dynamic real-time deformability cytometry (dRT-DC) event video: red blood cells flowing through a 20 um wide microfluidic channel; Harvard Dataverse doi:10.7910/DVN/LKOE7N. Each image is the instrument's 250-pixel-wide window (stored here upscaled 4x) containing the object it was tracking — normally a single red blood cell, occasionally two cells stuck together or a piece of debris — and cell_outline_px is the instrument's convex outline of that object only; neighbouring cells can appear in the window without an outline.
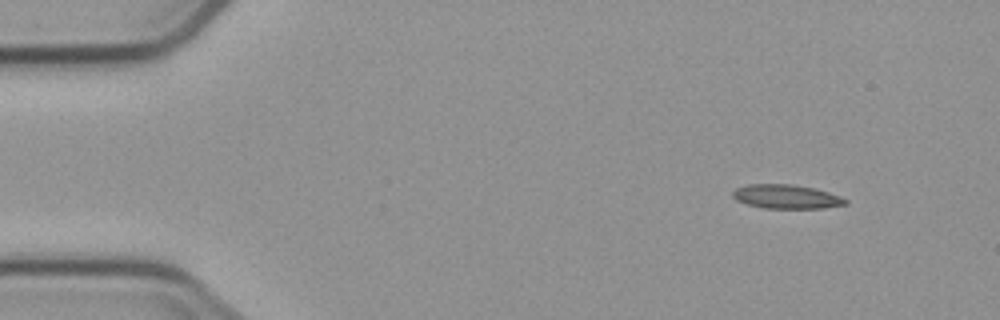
{"species": "common noctule bat (a hibernating species)", "species_latin": "Nyctalus noctula", "temperature_condition": "cold", "stored_images_in_passage": 4, "camera_frame_rate_fps": 3000, "um_per_image_px": 0.085, "animal": {"sex": "male", "body_mass_g": 23.1, "forearm_length_mm": 52.7}, "frame": {"image": 1, "passage_image": 1, "time_ms": 0.0, "image_size_px": [1000, 320], "cell_outline_px": [[848, 204], [824, 208], [764, 208], [748, 204], [736, 200], [732, 196], [732, 192], [736, 188], [748, 184], [792, 184], [812, 188], [828, 192], [840, 196], [848, 200]], "centroid_in_image_um": [66.84, 16.71], "position_along_channel_um": 18.2, "area_um2": 15.72}}
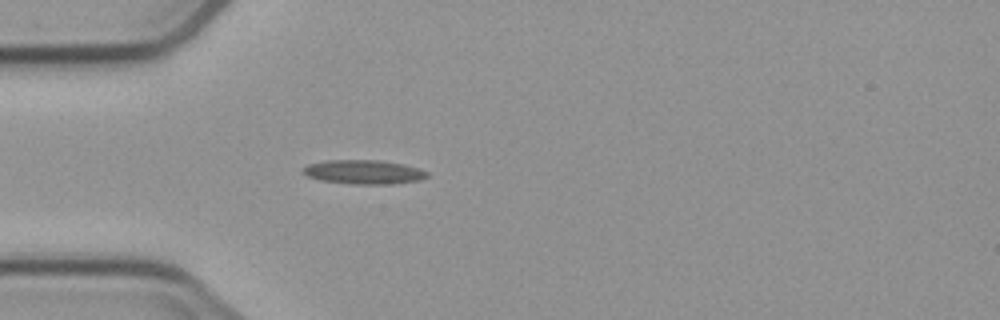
{"frame": {"image": 2, "passage_image": 4, "time_ms": 3.333, "image_size_px": [1000, 320], "cell_outline_px": [[428, 176], [420, 180], [392, 184], [352, 184], [320, 180], [308, 176], [304, 172], [304, 168], [308, 164], [328, 160], [380, 160], [404, 164], [428, 172]], "centroid_in_image_um": [30.94, 14.62], "position_along_channel_um": 54.1, "area_um2": 17.28}}